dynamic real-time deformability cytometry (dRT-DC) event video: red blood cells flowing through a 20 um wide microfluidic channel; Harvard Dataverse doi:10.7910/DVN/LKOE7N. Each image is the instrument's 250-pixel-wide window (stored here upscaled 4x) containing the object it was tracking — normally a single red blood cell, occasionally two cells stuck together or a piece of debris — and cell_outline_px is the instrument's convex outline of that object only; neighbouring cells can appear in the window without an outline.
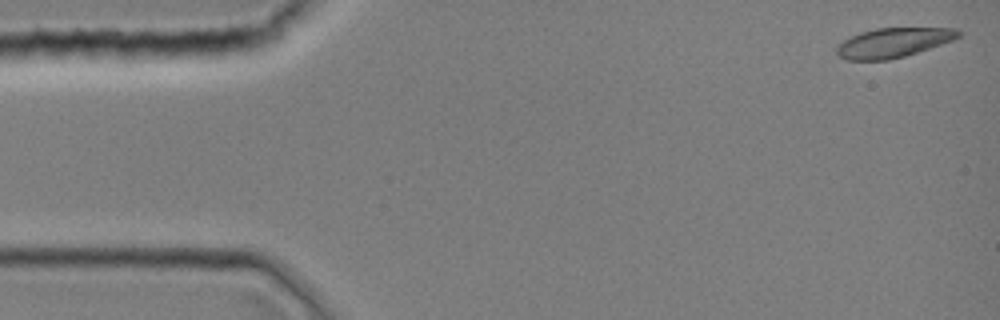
{"species": "common noctule bat (a hibernating species)", "species_latin": "Nyctalus noctula", "temperature_condition": "room temperature", "stored_images_in_passage": 43, "camera_frame_rate_fps": 3000, "um_per_image_px": 0.085, "animal": {"sex": "female", "body_mass_g": 19.0, "forearm_length_mm": 51.5}, "frame": {"image": 1, "passage_image": 1, "time_ms": 0.0, "image_size_px": [1000, 320], "cell_outline_px": [[960, 36], [952, 40], [904, 56], [888, 60], [848, 60], [840, 56], [836, 52], [836, 48], [844, 40], [860, 32], [876, 28], [956, 28], [960, 32]], "centroid_in_image_um": [75.91, 3.62], "position_along_channel_um": 9.1, "area_um2": 20.58}}
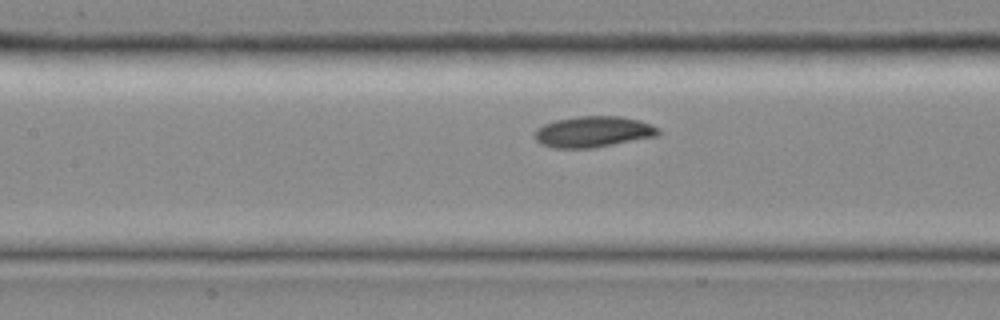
{"frame": {"image": 2, "passage_image": 19, "time_ms": 6.0, "image_size_px": [1000, 320], "cell_outline_px": [[660, 136], [596, 148], [552, 148], [540, 144], [532, 136], [536, 128], [544, 124], [556, 120], [576, 116], [620, 116], [640, 120], [652, 124], [660, 128]], "centroid_in_image_um": [50.44, 11.21], "position_along_channel_um": 157.0, "area_um2": 22.95}}
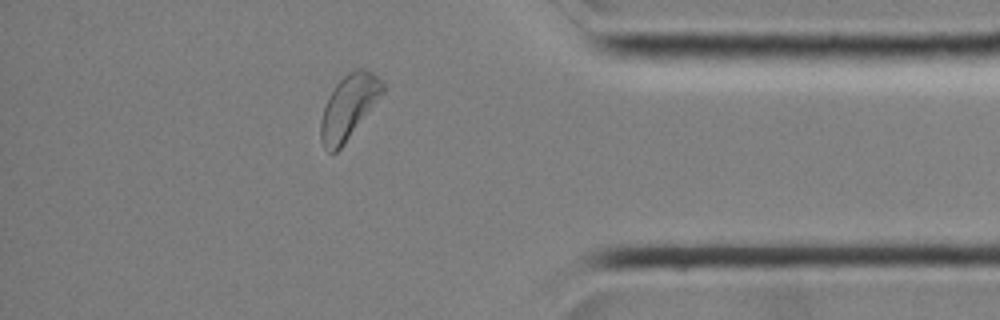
{"frame": {"image": 3, "passage_image": 37, "time_ms": 12.0, "image_size_px": [1000, 320], "cell_outline_px": [[384, 92], [344, 144], [336, 152], [328, 152], [324, 148], [320, 140], [320, 120], [328, 96], [336, 84], [348, 72], [356, 68], [364, 68], [372, 72], [384, 84]], "centroid_in_image_um": [29.62, 9.08], "position_along_channel_um": 405.6, "area_um2": 22.95}}